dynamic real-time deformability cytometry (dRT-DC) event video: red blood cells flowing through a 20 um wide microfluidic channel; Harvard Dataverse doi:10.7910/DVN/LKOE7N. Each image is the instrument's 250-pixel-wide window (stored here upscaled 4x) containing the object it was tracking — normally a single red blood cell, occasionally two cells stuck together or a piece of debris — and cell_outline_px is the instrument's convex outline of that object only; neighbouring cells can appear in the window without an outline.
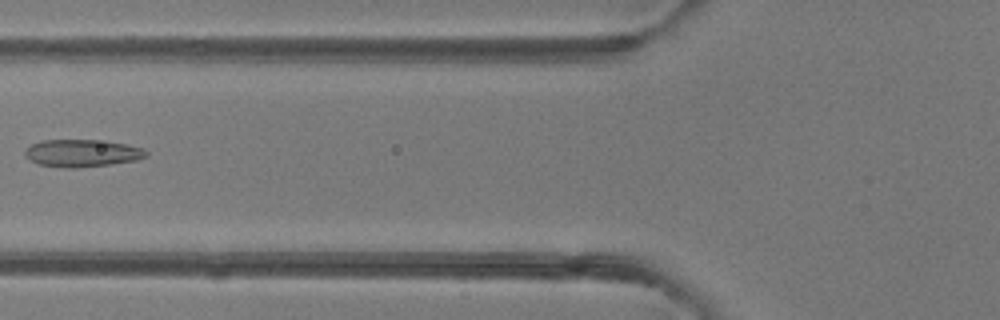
{"species": "common noctule bat (a hibernating species)", "species_latin": "Nyctalus noctula", "temperature_condition": "room temperature", "stored_images_in_passage": 6, "camera_frame_rate_fps": 3000, "um_per_image_px": 0.085, "animal": {"sex": "female"}, "frame": {"image": 1, "passage_image": 6, "time_ms": 5.667, "image_size_px": [1000, 320], "cell_outline_px": [[148, 156], [136, 160], [108, 164], [76, 168], [64, 168], [40, 164], [28, 160], [24, 156], [24, 152], [32, 144], [40, 140], [108, 140], [128, 144], [144, 148], [148, 152]], "centroid_in_image_um": [7.0, 13.0], "position_along_channel_um": 118.8, "area_um2": 19.54}}